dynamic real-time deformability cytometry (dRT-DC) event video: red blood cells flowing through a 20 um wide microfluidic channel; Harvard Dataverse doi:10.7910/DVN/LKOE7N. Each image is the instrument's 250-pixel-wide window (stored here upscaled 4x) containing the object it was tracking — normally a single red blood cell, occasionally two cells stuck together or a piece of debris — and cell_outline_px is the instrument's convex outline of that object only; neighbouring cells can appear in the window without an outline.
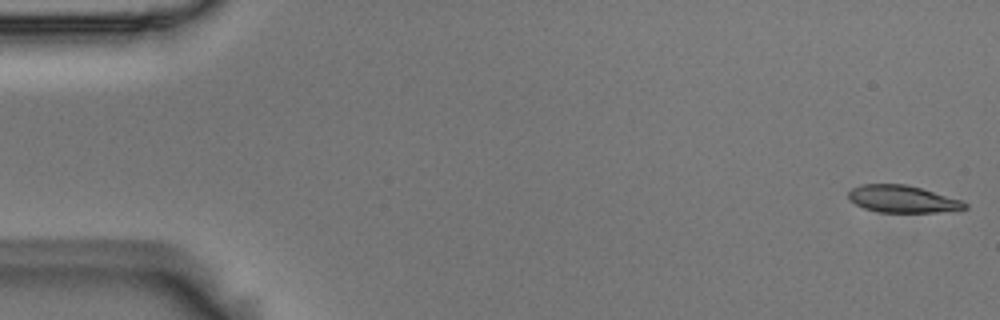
{"species": "Egyptian fruit bat (a non-hibernating species)", "species_latin": "Rousettus aegyptiacus", "temperature_condition": "room temperature", "stored_images_in_passage": 5, "camera_frame_rate_fps": 3000, "um_per_image_px": 0.085, "animal": {"sex": "male"}, "frame": {"image": 1, "passage_image": 1, "time_ms": 0.0, "image_size_px": [1000, 320], "cell_outline_px": [[968, 208], [936, 212], [880, 212], [864, 208], [856, 204], [848, 196], [848, 192], [852, 188], [860, 184], [908, 184], [960, 200], [968, 204]], "centroid_in_image_um": [76.69, 16.91], "position_along_channel_um": 8.3, "area_um2": 18.21}}
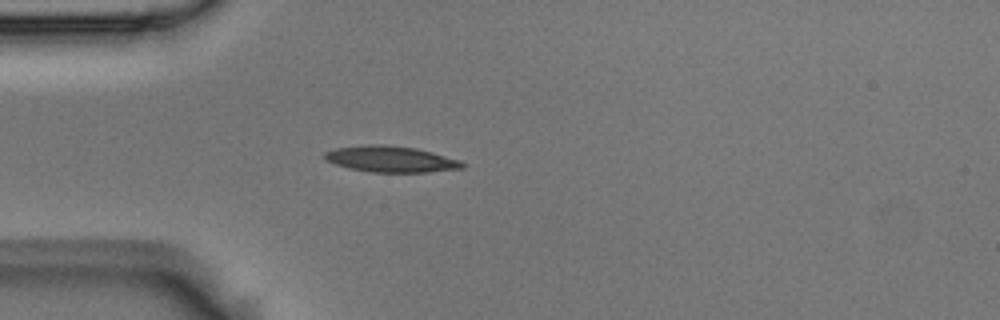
{"frame": {"image": 2, "passage_image": 5, "time_ms": 1.333, "image_size_px": [1000, 320], "cell_outline_px": [[464, 168], [428, 172], [372, 172], [348, 168], [324, 160], [324, 152], [336, 148], [368, 144], [388, 144], [416, 148], [432, 152], [460, 160], [464, 164]], "centroid_in_image_um": [33.21, 13.52], "position_along_channel_um": 51.8, "area_um2": 21.04}}